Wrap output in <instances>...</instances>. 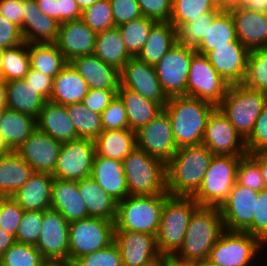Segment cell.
Segmentation results:
<instances>
[{"label": "cell", "instance_id": "obj_60", "mask_svg": "<svg viewBox=\"0 0 267 266\" xmlns=\"http://www.w3.org/2000/svg\"><path fill=\"white\" fill-rule=\"evenodd\" d=\"M24 80L36 89V92L42 95L47 101L50 99L53 88L52 77L43 75L42 73L29 68Z\"/></svg>", "mask_w": 267, "mask_h": 266}, {"label": "cell", "instance_id": "obj_47", "mask_svg": "<svg viewBox=\"0 0 267 266\" xmlns=\"http://www.w3.org/2000/svg\"><path fill=\"white\" fill-rule=\"evenodd\" d=\"M45 261L35 245L15 242L0 257V266H41Z\"/></svg>", "mask_w": 267, "mask_h": 266}, {"label": "cell", "instance_id": "obj_11", "mask_svg": "<svg viewBox=\"0 0 267 266\" xmlns=\"http://www.w3.org/2000/svg\"><path fill=\"white\" fill-rule=\"evenodd\" d=\"M229 84L211 65L207 55L195 52L191 58L186 96L210 102L216 107L225 97Z\"/></svg>", "mask_w": 267, "mask_h": 266}, {"label": "cell", "instance_id": "obj_35", "mask_svg": "<svg viewBox=\"0 0 267 266\" xmlns=\"http://www.w3.org/2000/svg\"><path fill=\"white\" fill-rule=\"evenodd\" d=\"M117 95L124 103L129 129L134 132L145 126L163 110L157 102L146 99L121 85Z\"/></svg>", "mask_w": 267, "mask_h": 266}, {"label": "cell", "instance_id": "obj_69", "mask_svg": "<svg viewBox=\"0 0 267 266\" xmlns=\"http://www.w3.org/2000/svg\"><path fill=\"white\" fill-rule=\"evenodd\" d=\"M170 259L164 256H160L158 259L142 266H168Z\"/></svg>", "mask_w": 267, "mask_h": 266}, {"label": "cell", "instance_id": "obj_66", "mask_svg": "<svg viewBox=\"0 0 267 266\" xmlns=\"http://www.w3.org/2000/svg\"><path fill=\"white\" fill-rule=\"evenodd\" d=\"M250 155L258 162V165L262 173V177L265 181L267 188V151L250 153Z\"/></svg>", "mask_w": 267, "mask_h": 266}, {"label": "cell", "instance_id": "obj_39", "mask_svg": "<svg viewBox=\"0 0 267 266\" xmlns=\"http://www.w3.org/2000/svg\"><path fill=\"white\" fill-rule=\"evenodd\" d=\"M28 53L30 68L52 78L69 63L55 42L28 43Z\"/></svg>", "mask_w": 267, "mask_h": 266}, {"label": "cell", "instance_id": "obj_8", "mask_svg": "<svg viewBox=\"0 0 267 266\" xmlns=\"http://www.w3.org/2000/svg\"><path fill=\"white\" fill-rule=\"evenodd\" d=\"M242 156L214 155L199 189L191 196L200 206L220 207L236 183Z\"/></svg>", "mask_w": 267, "mask_h": 266}, {"label": "cell", "instance_id": "obj_43", "mask_svg": "<svg viewBox=\"0 0 267 266\" xmlns=\"http://www.w3.org/2000/svg\"><path fill=\"white\" fill-rule=\"evenodd\" d=\"M155 20L144 16L118 26L127 51L136 57L141 51Z\"/></svg>", "mask_w": 267, "mask_h": 266}, {"label": "cell", "instance_id": "obj_12", "mask_svg": "<svg viewBox=\"0 0 267 266\" xmlns=\"http://www.w3.org/2000/svg\"><path fill=\"white\" fill-rule=\"evenodd\" d=\"M195 52L194 48L176 43L154 66L168 98L186 95L191 58Z\"/></svg>", "mask_w": 267, "mask_h": 266}, {"label": "cell", "instance_id": "obj_4", "mask_svg": "<svg viewBox=\"0 0 267 266\" xmlns=\"http://www.w3.org/2000/svg\"><path fill=\"white\" fill-rule=\"evenodd\" d=\"M200 207L192 197L169 196L161 212L156 246L161 256L171 259L181 248L191 217Z\"/></svg>", "mask_w": 267, "mask_h": 266}, {"label": "cell", "instance_id": "obj_48", "mask_svg": "<svg viewBox=\"0 0 267 266\" xmlns=\"http://www.w3.org/2000/svg\"><path fill=\"white\" fill-rule=\"evenodd\" d=\"M81 19L95 33L115 27L109 0H99L82 11Z\"/></svg>", "mask_w": 267, "mask_h": 266}, {"label": "cell", "instance_id": "obj_56", "mask_svg": "<svg viewBox=\"0 0 267 266\" xmlns=\"http://www.w3.org/2000/svg\"><path fill=\"white\" fill-rule=\"evenodd\" d=\"M253 215V236L267 246V188L258 192Z\"/></svg>", "mask_w": 267, "mask_h": 266}, {"label": "cell", "instance_id": "obj_28", "mask_svg": "<svg viewBox=\"0 0 267 266\" xmlns=\"http://www.w3.org/2000/svg\"><path fill=\"white\" fill-rule=\"evenodd\" d=\"M37 129L60 142L74 141L78 135L66 106L47 101L36 118Z\"/></svg>", "mask_w": 267, "mask_h": 266}, {"label": "cell", "instance_id": "obj_10", "mask_svg": "<svg viewBox=\"0 0 267 266\" xmlns=\"http://www.w3.org/2000/svg\"><path fill=\"white\" fill-rule=\"evenodd\" d=\"M264 248L267 246L248 232L224 230L208 260L218 266H250Z\"/></svg>", "mask_w": 267, "mask_h": 266}, {"label": "cell", "instance_id": "obj_27", "mask_svg": "<svg viewBox=\"0 0 267 266\" xmlns=\"http://www.w3.org/2000/svg\"><path fill=\"white\" fill-rule=\"evenodd\" d=\"M51 208L57 210L68 223L89 217L86 204L80 195L76 181L54 178Z\"/></svg>", "mask_w": 267, "mask_h": 266}, {"label": "cell", "instance_id": "obj_62", "mask_svg": "<svg viewBox=\"0 0 267 266\" xmlns=\"http://www.w3.org/2000/svg\"><path fill=\"white\" fill-rule=\"evenodd\" d=\"M57 13L60 24L82 16V11L75 0H57Z\"/></svg>", "mask_w": 267, "mask_h": 266}, {"label": "cell", "instance_id": "obj_3", "mask_svg": "<svg viewBox=\"0 0 267 266\" xmlns=\"http://www.w3.org/2000/svg\"><path fill=\"white\" fill-rule=\"evenodd\" d=\"M223 231L219 207L200 206L191 217L183 245L170 260L180 264H194L208 259Z\"/></svg>", "mask_w": 267, "mask_h": 266}, {"label": "cell", "instance_id": "obj_21", "mask_svg": "<svg viewBox=\"0 0 267 266\" xmlns=\"http://www.w3.org/2000/svg\"><path fill=\"white\" fill-rule=\"evenodd\" d=\"M250 51L237 39L231 46H217L207 57L219 75L229 84L243 83Z\"/></svg>", "mask_w": 267, "mask_h": 266}, {"label": "cell", "instance_id": "obj_22", "mask_svg": "<svg viewBox=\"0 0 267 266\" xmlns=\"http://www.w3.org/2000/svg\"><path fill=\"white\" fill-rule=\"evenodd\" d=\"M97 33L91 30L81 19L61 23L56 45L70 62L75 57L94 53Z\"/></svg>", "mask_w": 267, "mask_h": 266}, {"label": "cell", "instance_id": "obj_9", "mask_svg": "<svg viewBox=\"0 0 267 266\" xmlns=\"http://www.w3.org/2000/svg\"><path fill=\"white\" fill-rule=\"evenodd\" d=\"M114 221L88 217L71 222L69 226L68 261L103 249L114 242Z\"/></svg>", "mask_w": 267, "mask_h": 266}, {"label": "cell", "instance_id": "obj_20", "mask_svg": "<svg viewBox=\"0 0 267 266\" xmlns=\"http://www.w3.org/2000/svg\"><path fill=\"white\" fill-rule=\"evenodd\" d=\"M114 242L121 252L123 266H142L161 256L156 237L149 233L114 230Z\"/></svg>", "mask_w": 267, "mask_h": 266}, {"label": "cell", "instance_id": "obj_38", "mask_svg": "<svg viewBox=\"0 0 267 266\" xmlns=\"http://www.w3.org/2000/svg\"><path fill=\"white\" fill-rule=\"evenodd\" d=\"M7 108L38 117L47 100L24 79L6 82Z\"/></svg>", "mask_w": 267, "mask_h": 266}, {"label": "cell", "instance_id": "obj_24", "mask_svg": "<svg viewBox=\"0 0 267 266\" xmlns=\"http://www.w3.org/2000/svg\"><path fill=\"white\" fill-rule=\"evenodd\" d=\"M23 21L20 29L27 43L56 42L60 23L44 14L36 0H23Z\"/></svg>", "mask_w": 267, "mask_h": 266}, {"label": "cell", "instance_id": "obj_6", "mask_svg": "<svg viewBox=\"0 0 267 266\" xmlns=\"http://www.w3.org/2000/svg\"><path fill=\"white\" fill-rule=\"evenodd\" d=\"M129 195H158L168 193L166 164L144 150L134 148L123 160Z\"/></svg>", "mask_w": 267, "mask_h": 266}, {"label": "cell", "instance_id": "obj_7", "mask_svg": "<svg viewBox=\"0 0 267 266\" xmlns=\"http://www.w3.org/2000/svg\"><path fill=\"white\" fill-rule=\"evenodd\" d=\"M266 102L267 94L240 83L229 86L225 97L217 107L246 140Z\"/></svg>", "mask_w": 267, "mask_h": 266}, {"label": "cell", "instance_id": "obj_45", "mask_svg": "<svg viewBox=\"0 0 267 266\" xmlns=\"http://www.w3.org/2000/svg\"><path fill=\"white\" fill-rule=\"evenodd\" d=\"M219 12H207L176 29L177 43L196 49L206 37L208 26Z\"/></svg>", "mask_w": 267, "mask_h": 266}, {"label": "cell", "instance_id": "obj_40", "mask_svg": "<svg viewBox=\"0 0 267 266\" xmlns=\"http://www.w3.org/2000/svg\"><path fill=\"white\" fill-rule=\"evenodd\" d=\"M236 40L237 34L231 13L220 11L208 26L206 37L195 50L207 55L217 46H231V42Z\"/></svg>", "mask_w": 267, "mask_h": 266}, {"label": "cell", "instance_id": "obj_51", "mask_svg": "<svg viewBox=\"0 0 267 266\" xmlns=\"http://www.w3.org/2000/svg\"><path fill=\"white\" fill-rule=\"evenodd\" d=\"M42 226V211H24L15 239L16 242L36 245Z\"/></svg>", "mask_w": 267, "mask_h": 266}, {"label": "cell", "instance_id": "obj_26", "mask_svg": "<svg viewBox=\"0 0 267 266\" xmlns=\"http://www.w3.org/2000/svg\"><path fill=\"white\" fill-rule=\"evenodd\" d=\"M90 176L117 202L129 196L123 162L95 153Z\"/></svg>", "mask_w": 267, "mask_h": 266}, {"label": "cell", "instance_id": "obj_23", "mask_svg": "<svg viewBox=\"0 0 267 266\" xmlns=\"http://www.w3.org/2000/svg\"><path fill=\"white\" fill-rule=\"evenodd\" d=\"M237 39L249 50L267 48V13L236 5L230 11Z\"/></svg>", "mask_w": 267, "mask_h": 266}, {"label": "cell", "instance_id": "obj_32", "mask_svg": "<svg viewBox=\"0 0 267 266\" xmlns=\"http://www.w3.org/2000/svg\"><path fill=\"white\" fill-rule=\"evenodd\" d=\"M33 173V169L15 151L0 155V197L14 195Z\"/></svg>", "mask_w": 267, "mask_h": 266}, {"label": "cell", "instance_id": "obj_33", "mask_svg": "<svg viewBox=\"0 0 267 266\" xmlns=\"http://www.w3.org/2000/svg\"><path fill=\"white\" fill-rule=\"evenodd\" d=\"M176 43V28L169 21L156 22L136 57L155 66Z\"/></svg>", "mask_w": 267, "mask_h": 266}, {"label": "cell", "instance_id": "obj_63", "mask_svg": "<svg viewBox=\"0 0 267 266\" xmlns=\"http://www.w3.org/2000/svg\"><path fill=\"white\" fill-rule=\"evenodd\" d=\"M41 11L58 22L57 0H36Z\"/></svg>", "mask_w": 267, "mask_h": 266}, {"label": "cell", "instance_id": "obj_19", "mask_svg": "<svg viewBox=\"0 0 267 266\" xmlns=\"http://www.w3.org/2000/svg\"><path fill=\"white\" fill-rule=\"evenodd\" d=\"M62 142L36 129L15 152L34 172L53 174Z\"/></svg>", "mask_w": 267, "mask_h": 266}, {"label": "cell", "instance_id": "obj_46", "mask_svg": "<svg viewBox=\"0 0 267 266\" xmlns=\"http://www.w3.org/2000/svg\"><path fill=\"white\" fill-rule=\"evenodd\" d=\"M243 84L267 94V48L250 51Z\"/></svg>", "mask_w": 267, "mask_h": 266}, {"label": "cell", "instance_id": "obj_76", "mask_svg": "<svg viewBox=\"0 0 267 266\" xmlns=\"http://www.w3.org/2000/svg\"><path fill=\"white\" fill-rule=\"evenodd\" d=\"M41 266H56V262L45 261Z\"/></svg>", "mask_w": 267, "mask_h": 266}, {"label": "cell", "instance_id": "obj_54", "mask_svg": "<svg viewBox=\"0 0 267 266\" xmlns=\"http://www.w3.org/2000/svg\"><path fill=\"white\" fill-rule=\"evenodd\" d=\"M245 141L248 154L267 151V102Z\"/></svg>", "mask_w": 267, "mask_h": 266}, {"label": "cell", "instance_id": "obj_37", "mask_svg": "<svg viewBox=\"0 0 267 266\" xmlns=\"http://www.w3.org/2000/svg\"><path fill=\"white\" fill-rule=\"evenodd\" d=\"M102 62L121 71L133 57L128 51L117 26L97 33L94 53Z\"/></svg>", "mask_w": 267, "mask_h": 266}, {"label": "cell", "instance_id": "obj_50", "mask_svg": "<svg viewBox=\"0 0 267 266\" xmlns=\"http://www.w3.org/2000/svg\"><path fill=\"white\" fill-rule=\"evenodd\" d=\"M75 262L78 266H123L121 252L115 242L103 249L84 255Z\"/></svg>", "mask_w": 267, "mask_h": 266}, {"label": "cell", "instance_id": "obj_65", "mask_svg": "<svg viewBox=\"0 0 267 266\" xmlns=\"http://www.w3.org/2000/svg\"><path fill=\"white\" fill-rule=\"evenodd\" d=\"M16 242L15 236L0 227V257Z\"/></svg>", "mask_w": 267, "mask_h": 266}, {"label": "cell", "instance_id": "obj_36", "mask_svg": "<svg viewBox=\"0 0 267 266\" xmlns=\"http://www.w3.org/2000/svg\"><path fill=\"white\" fill-rule=\"evenodd\" d=\"M94 141L98 156L123 162L136 148V132L131 129L103 130Z\"/></svg>", "mask_w": 267, "mask_h": 266}, {"label": "cell", "instance_id": "obj_5", "mask_svg": "<svg viewBox=\"0 0 267 266\" xmlns=\"http://www.w3.org/2000/svg\"><path fill=\"white\" fill-rule=\"evenodd\" d=\"M168 193L129 195L117 202L115 230L145 232L155 237L160 228L161 212Z\"/></svg>", "mask_w": 267, "mask_h": 266}, {"label": "cell", "instance_id": "obj_53", "mask_svg": "<svg viewBox=\"0 0 267 266\" xmlns=\"http://www.w3.org/2000/svg\"><path fill=\"white\" fill-rule=\"evenodd\" d=\"M24 210L12 196L0 197V227L16 236Z\"/></svg>", "mask_w": 267, "mask_h": 266}, {"label": "cell", "instance_id": "obj_64", "mask_svg": "<svg viewBox=\"0 0 267 266\" xmlns=\"http://www.w3.org/2000/svg\"><path fill=\"white\" fill-rule=\"evenodd\" d=\"M238 5L245 9L267 13V0H239Z\"/></svg>", "mask_w": 267, "mask_h": 266}, {"label": "cell", "instance_id": "obj_74", "mask_svg": "<svg viewBox=\"0 0 267 266\" xmlns=\"http://www.w3.org/2000/svg\"><path fill=\"white\" fill-rule=\"evenodd\" d=\"M3 53L4 49L0 48V78H2Z\"/></svg>", "mask_w": 267, "mask_h": 266}, {"label": "cell", "instance_id": "obj_14", "mask_svg": "<svg viewBox=\"0 0 267 266\" xmlns=\"http://www.w3.org/2000/svg\"><path fill=\"white\" fill-rule=\"evenodd\" d=\"M136 147L165 164L175 155L178 147L170 118L164 110L136 131Z\"/></svg>", "mask_w": 267, "mask_h": 266}, {"label": "cell", "instance_id": "obj_75", "mask_svg": "<svg viewBox=\"0 0 267 266\" xmlns=\"http://www.w3.org/2000/svg\"><path fill=\"white\" fill-rule=\"evenodd\" d=\"M168 266H193L192 264H180V263H175L172 262L171 260L168 263Z\"/></svg>", "mask_w": 267, "mask_h": 266}, {"label": "cell", "instance_id": "obj_30", "mask_svg": "<svg viewBox=\"0 0 267 266\" xmlns=\"http://www.w3.org/2000/svg\"><path fill=\"white\" fill-rule=\"evenodd\" d=\"M88 90L87 82L68 63L53 78V88L49 101L64 106L80 103L88 93Z\"/></svg>", "mask_w": 267, "mask_h": 266}, {"label": "cell", "instance_id": "obj_41", "mask_svg": "<svg viewBox=\"0 0 267 266\" xmlns=\"http://www.w3.org/2000/svg\"><path fill=\"white\" fill-rule=\"evenodd\" d=\"M66 109L73 120L78 139L95 140L103 131L100 113L90 111L81 102L69 104Z\"/></svg>", "mask_w": 267, "mask_h": 266}, {"label": "cell", "instance_id": "obj_61", "mask_svg": "<svg viewBox=\"0 0 267 266\" xmlns=\"http://www.w3.org/2000/svg\"><path fill=\"white\" fill-rule=\"evenodd\" d=\"M23 0H0V15L13 22L20 29L23 21Z\"/></svg>", "mask_w": 267, "mask_h": 266}, {"label": "cell", "instance_id": "obj_72", "mask_svg": "<svg viewBox=\"0 0 267 266\" xmlns=\"http://www.w3.org/2000/svg\"><path fill=\"white\" fill-rule=\"evenodd\" d=\"M193 266H218L214 263H212L210 260L208 259H205V260H202V261H198V262H195L194 264H192Z\"/></svg>", "mask_w": 267, "mask_h": 266}, {"label": "cell", "instance_id": "obj_34", "mask_svg": "<svg viewBox=\"0 0 267 266\" xmlns=\"http://www.w3.org/2000/svg\"><path fill=\"white\" fill-rule=\"evenodd\" d=\"M36 129L35 117L8 108L2 110L0 134L12 151H15Z\"/></svg>", "mask_w": 267, "mask_h": 266}, {"label": "cell", "instance_id": "obj_57", "mask_svg": "<svg viewBox=\"0 0 267 266\" xmlns=\"http://www.w3.org/2000/svg\"><path fill=\"white\" fill-rule=\"evenodd\" d=\"M115 26L138 19L142 13L137 0H109Z\"/></svg>", "mask_w": 267, "mask_h": 266}, {"label": "cell", "instance_id": "obj_67", "mask_svg": "<svg viewBox=\"0 0 267 266\" xmlns=\"http://www.w3.org/2000/svg\"><path fill=\"white\" fill-rule=\"evenodd\" d=\"M215 8L220 11H230L236 5H238L239 0H211Z\"/></svg>", "mask_w": 267, "mask_h": 266}, {"label": "cell", "instance_id": "obj_68", "mask_svg": "<svg viewBox=\"0 0 267 266\" xmlns=\"http://www.w3.org/2000/svg\"><path fill=\"white\" fill-rule=\"evenodd\" d=\"M7 108V87L6 81L0 78V110Z\"/></svg>", "mask_w": 267, "mask_h": 266}, {"label": "cell", "instance_id": "obj_42", "mask_svg": "<svg viewBox=\"0 0 267 266\" xmlns=\"http://www.w3.org/2000/svg\"><path fill=\"white\" fill-rule=\"evenodd\" d=\"M30 68L28 43L6 48L3 53L2 78L7 81L24 79Z\"/></svg>", "mask_w": 267, "mask_h": 266}, {"label": "cell", "instance_id": "obj_55", "mask_svg": "<svg viewBox=\"0 0 267 266\" xmlns=\"http://www.w3.org/2000/svg\"><path fill=\"white\" fill-rule=\"evenodd\" d=\"M144 17L156 22H167L172 13V0H137Z\"/></svg>", "mask_w": 267, "mask_h": 266}, {"label": "cell", "instance_id": "obj_71", "mask_svg": "<svg viewBox=\"0 0 267 266\" xmlns=\"http://www.w3.org/2000/svg\"><path fill=\"white\" fill-rule=\"evenodd\" d=\"M12 150L6 145L3 137L0 134V155L11 152Z\"/></svg>", "mask_w": 267, "mask_h": 266}, {"label": "cell", "instance_id": "obj_31", "mask_svg": "<svg viewBox=\"0 0 267 266\" xmlns=\"http://www.w3.org/2000/svg\"><path fill=\"white\" fill-rule=\"evenodd\" d=\"M77 185L86 204L89 217L115 222L117 215L116 200L107 194L91 176L77 181Z\"/></svg>", "mask_w": 267, "mask_h": 266}, {"label": "cell", "instance_id": "obj_1", "mask_svg": "<svg viewBox=\"0 0 267 266\" xmlns=\"http://www.w3.org/2000/svg\"><path fill=\"white\" fill-rule=\"evenodd\" d=\"M216 106L192 96L169 97L163 110L168 114L179 148L202 144L208 117Z\"/></svg>", "mask_w": 267, "mask_h": 266}, {"label": "cell", "instance_id": "obj_73", "mask_svg": "<svg viewBox=\"0 0 267 266\" xmlns=\"http://www.w3.org/2000/svg\"><path fill=\"white\" fill-rule=\"evenodd\" d=\"M56 266H78L76 262L73 261H60L56 262Z\"/></svg>", "mask_w": 267, "mask_h": 266}, {"label": "cell", "instance_id": "obj_17", "mask_svg": "<svg viewBox=\"0 0 267 266\" xmlns=\"http://www.w3.org/2000/svg\"><path fill=\"white\" fill-rule=\"evenodd\" d=\"M258 192L240 185L237 181L227 199L219 207L224 230L248 232L253 235V213Z\"/></svg>", "mask_w": 267, "mask_h": 266}, {"label": "cell", "instance_id": "obj_58", "mask_svg": "<svg viewBox=\"0 0 267 266\" xmlns=\"http://www.w3.org/2000/svg\"><path fill=\"white\" fill-rule=\"evenodd\" d=\"M118 90L89 89L82 104L90 111L102 113L117 95Z\"/></svg>", "mask_w": 267, "mask_h": 266}, {"label": "cell", "instance_id": "obj_29", "mask_svg": "<svg viewBox=\"0 0 267 266\" xmlns=\"http://www.w3.org/2000/svg\"><path fill=\"white\" fill-rule=\"evenodd\" d=\"M53 176L34 172L13 199L24 211H44L51 208Z\"/></svg>", "mask_w": 267, "mask_h": 266}, {"label": "cell", "instance_id": "obj_16", "mask_svg": "<svg viewBox=\"0 0 267 266\" xmlns=\"http://www.w3.org/2000/svg\"><path fill=\"white\" fill-rule=\"evenodd\" d=\"M70 223L52 208L42 211V226L35 247L46 261L68 260Z\"/></svg>", "mask_w": 267, "mask_h": 266}, {"label": "cell", "instance_id": "obj_44", "mask_svg": "<svg viewBox=\"0 0 267 266\" xmlns=\"http://www.w3.org/2000/svg\"><path fill=\"white\" fill-rule=\"evenodd\" d=\"M207 12H220L211 0H172V13L169 22L177 29L199 15Z\"/></svg>", "mask_w": 267, "mask_h": 266}, {"label": "cell", "instance_id": "obj_18", "mask_svg": "<svg viewBox=\"0 0 267 266\" xmlns=\"http://www.w3.org/2000/svg\"><path fill=\"white\" fill-rule=\"evenodd\" d=\"M120 85L157 102L162 108L169 99L158 81L155 67L137 57H131L123 66L120 71Z\"/></svg>", "mask_w": 267, "mask_h": 266}, {"label": "cell", "instance_id": "obj_13", "mask_svg": "<svg viewBox=\"0 0 267 266\" xmlns=\"http://www.w3.org/2000/svg\"><path fill=\"white\" fill-rule=\"evenodd\" d=\"M95 153L94 140L79 138L63 142L52 174L53 178L77 182L89 177Z\"/></svg>", "mask_w": 267, "mask_h": 266}, {"label": "cell", "instance_id": "obj_49", "mask_svg": "<svg viewBox=\"0 0 267 266\" xmlns=\"http://www.w3.org/2000/svg\"><path fill=\"white\" fill-rule=\"evenodd\" d=\"M236 181L253 191L266 189L258 162L248 153L239 161Z\"/></svg>", "mask_w": 267, "mask_h": 266}, {"label": "cell", "instance_id": "obj_52", "mask_svg": "<svg viewBox=\"0 0 267 266\" xmlns=\"http://www.w3.org/2000/svg\"><path fill=\"white\" fill-rule=\"evenodd\" d=\"M101 124L103 130L129 129L125 106L118 95L101 113Z\"/></svg>", "mask_w": 267, "mask_h": 266}, {"label": "cell", "instance_id": "obj_25", "mask_svg": "<svg viewBox=\"0 0 267 266\" xmlns=\"http://www.w3.org/2000/svg\"><path fill=\"white\" fill-rule=\"evenodd\" d=\"M69 63L87 82L89 89H119L120 71L102 62L94 54L75 57Z\"/></svg>", "mask_w": 267, "mask_h": 266}, {"label": "cell", "instance_id": "obj_15", "mask_svg": "<svg viewBox=\"0 0 267 266\" xmlns=\"http://www.w3.org/2000/svg\"><path fill=\"white\" fill-rule=\"evenodd\" d=\"M202 144L214 155L247 154L246 141L218 107L208 117Z\"/></svg>", "mask_w": 267, "mask_h": 266}, {"label": "cell", "instance_id": "obj_59", "mask_svg": "<svg viewBox=\"0 0 267 266\" xmlns=\"http://www.w3.org/2000/svg\"><path fill=\"white\" fill-rule=\"evenodd\" d=\"M20 28L0 15V48L6 49L23 43Z\"/></svg>", "mask_w": 267, "mask_h": 266}, {"label": "cell", "instance_id": "obj_2", "mask_svg": "<svg viewBox=\"0 0 267 266\" xmlns=\"http://www.w3.org/2000/svg\"><path fill=\"white\" fill-rule=\"evenodd\" d=\"M213 156L204 144L179 148L166 163L168 194L191 197L199 189Z\"/></svg>", "mask_w": 267, "mask_h": 266}, {"label": "cell", "instance_id": "obj_70", "mask_svg": "<svg viewBox=\"0 0 267 266\" xmlns=\"http://www.w3.org/2000/svg\"><path fill=\"white\" fill-rule=\"evenodd\" d=\"M81 9L83 11L84 9L92 6L94 3H96L99 0H75Z\"/></svg>", "mask_w": 267, "mask_h": 266}]
</instances>
